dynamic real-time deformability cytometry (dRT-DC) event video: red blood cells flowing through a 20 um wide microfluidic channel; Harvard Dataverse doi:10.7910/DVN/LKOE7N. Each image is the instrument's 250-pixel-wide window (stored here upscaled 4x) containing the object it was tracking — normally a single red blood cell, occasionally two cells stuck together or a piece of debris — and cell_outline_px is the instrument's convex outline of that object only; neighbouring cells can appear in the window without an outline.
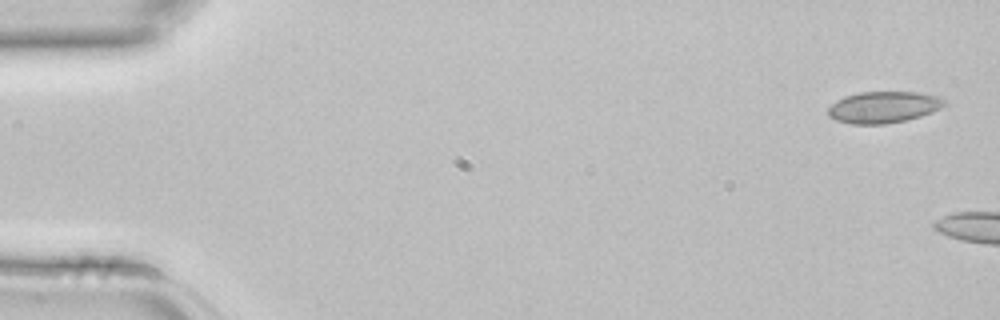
{"species": "common noctule bat (a hibernating species)", "species_latin": "Nyctalus noctula", "temperature_condition": "room temperature", "stored_images_in_passage": 4, "camera_frame_rate_fps": 3000, "um_per_image_px": 0.085, "animal": {"sex": "female", "body_mass_g": 22.7, "forearm_length_mm": 54.2}, "frame": {"image": 1, "passage_image": 1, "time_ms": 0.0, "image_size_px": [1000, 320], "cell_outline_px": [[948, 100], [940, 108], [932, 112], [908, 120], [884, 124], [852, 124], [836, 120], [828, 116], [828, 108], [836, 100], [844, 96], [860, 92], [920, 92], [940, 96]], "centroid_in_image_um": [75.11, 9.1], "position_along_channel_um": 9.9, "area_um2": 21.56}}
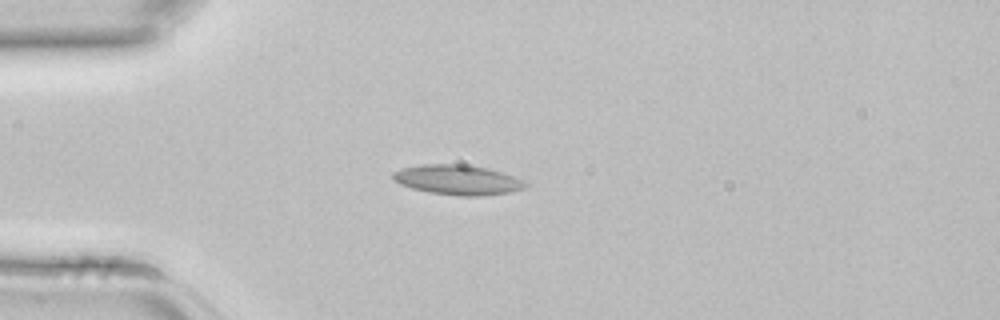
{"frame": {"image": 2, "passage_image": 4, "time_ms": 1.0, "image_size_px": [1000, 320], "cell_outline_px": [[528, 184], [524, 188], [508, 192], [484, 196], [460, 196], [428, 192], [412, 188], [400, 184], [392, 180], [392, 172], [404, 168], [424, 164], [464, 164], [484, 168], [500, 172], [524, 180]], "centroid_in_image_um": [38.87, 15.29], "position_along_channel_um": 46.1, "area_um2": 22.89}}